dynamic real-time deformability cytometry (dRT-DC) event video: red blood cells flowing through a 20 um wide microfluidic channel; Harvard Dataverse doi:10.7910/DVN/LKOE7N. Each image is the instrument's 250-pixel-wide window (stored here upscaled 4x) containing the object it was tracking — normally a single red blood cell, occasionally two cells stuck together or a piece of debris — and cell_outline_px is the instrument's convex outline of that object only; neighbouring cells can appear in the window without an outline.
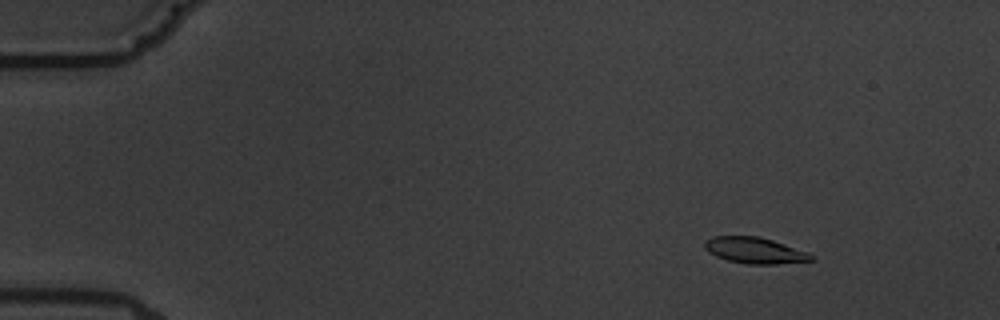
{"species": "common noctule bat (a hibernating species)", "species_latin": "Nyctalus noctula", "temperature_condition": "warm", "stored_images_in_passage": 4, "camera_frame_rate_fps": 3000, "um_per_image_px": 0.085, "animal": {"sex": "male", "body_mass_g": 19.5, "forearm_length_mm": 54.6}, "frame": {"image": 1, "passage_image": 1, "time_ms": 0.0, "image_size_px": [1000, 320], "cell_outline_px": [[816, 260], [776, 264], [748, 264], [728, 260], [716, 256], [708, 252], [704, 248], [704, 240], [712, 236], [760, 236], [808, 252], [816, 256]], "centroid_in_image_um": [64.16, 21.28], "position_along_channel_um": 20.8, "area_um2": 16.36}}
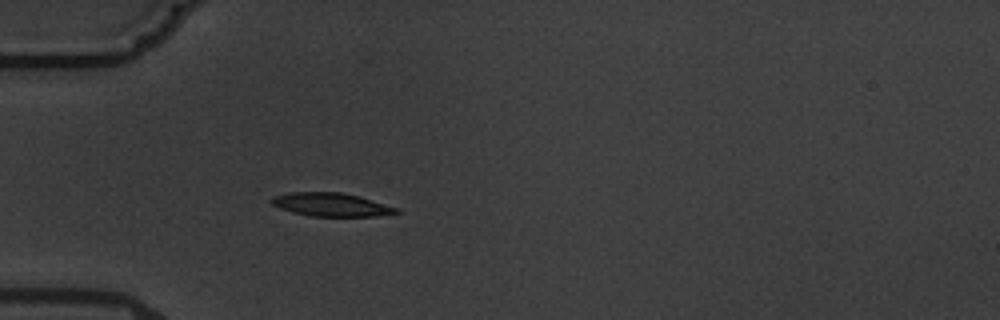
{"frame": {"image": 2, "passage_image": 4, "time_ms": 3.667, "image_size_px": [1000, 320], "cell_outline_px": [[400, 212], [376, 216], [312, 216], [292, 212], [280, 208], [272, 204], [268, 200], [272, 196], [292, 192], [340, 192], [360, 196], [400, 208]], "centroid_in_image_um": [28.15, 17.38], "position_along_channel_um": 56.8, "area_um2": 17.11}}